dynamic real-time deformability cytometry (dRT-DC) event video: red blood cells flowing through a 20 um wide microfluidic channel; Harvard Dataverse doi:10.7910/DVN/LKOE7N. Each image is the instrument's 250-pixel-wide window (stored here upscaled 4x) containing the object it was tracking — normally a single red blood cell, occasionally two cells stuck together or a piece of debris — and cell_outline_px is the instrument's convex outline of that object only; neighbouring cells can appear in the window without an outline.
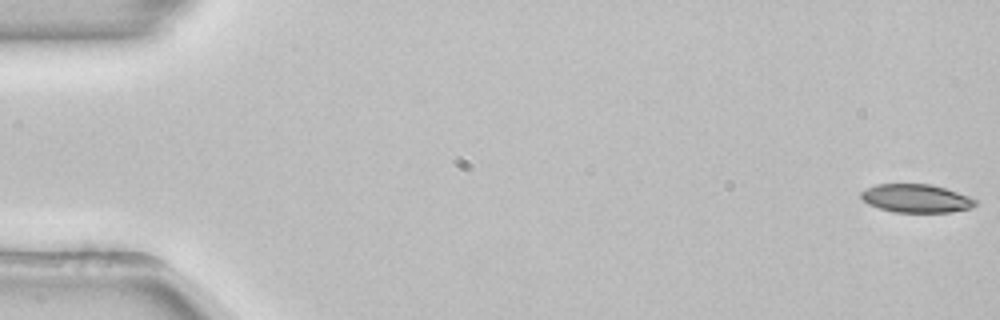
{"species": "common noctule bat (a hibernating species)", "species_latin": "Nyctalus noctula", "temperature_condition": "room temperature", "stored_images_in_passage": 53, "camera_frame_rate_fps": 3000, "um_per_image_px": 0.085, "animal": {"sex": "female", "body_mass_g": 22.7, "forearm_length_mm": 54.2}, "frame": {"image": 1, "passage_image": 1, "time_ms": 0.0, "image_size_px": [1000, 320], "cell_outline_px": [[976, 204], [972, 208], [948, 212], [896, 212], [880, 208], [868, 204], [860, 196], [860, 192], [876, 184], [932, 184], [968, 196], [976, 200]], "centroid_in_image_um": [77.87, 16.86], "position_along_channel_um": 7.1, "area_um2": 18.67}}
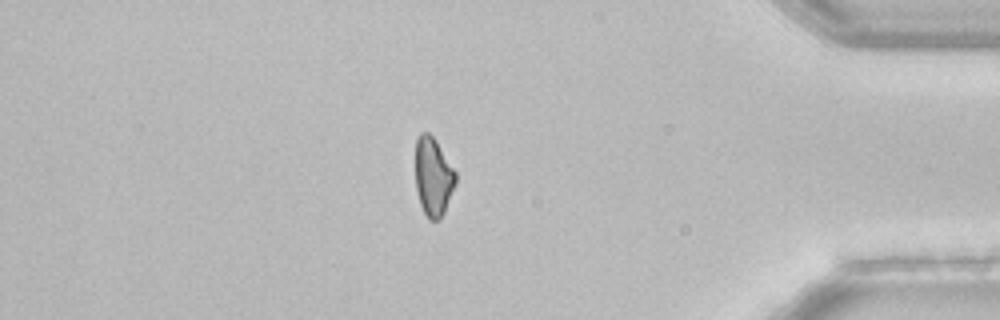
{"frame": {"image": 2, "passage_image": 46, "time_ms": 15.0, "image_size_px": [1000, 320], "cell_outline_px": [[456, 184], [444, 212], [440, 220], [428, 220], [420, 204], [416, 188], [416, 140], [420, 132], [428, 132], [436, 140], [456, 172]], "centroid_in_image_um": [36.83, 15.03], "position_along_channel_um": 398.4, "area_um2": 18.44}}
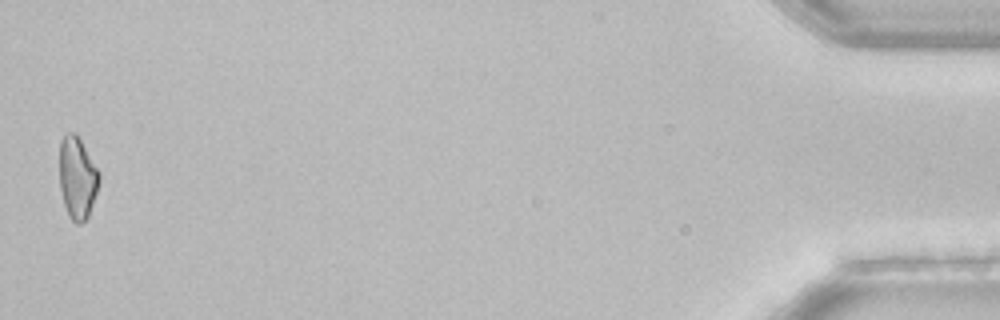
{"frame": {"image": 3, "passage_image": 53, "time_ms": 17.333, "image_size_px": [1000, 320], "cell_outline_px": [[100, 180], [88, 216], [80, 224], [76, 224], [68, 216], [64, 204], [60, 188], [60, 140], [68, 132], [72, 132], [80, 140], [100, 172]], "centroid_in_image_um": [6.57, 15.13], "position_along_channel_um": 428.6, "area_um2": 18.73}, "authors_computed_cell_mechanics": {"area_um2": 20.1144, "velocity_mm_per_s": 3.8856, "shape_relaxation_time_tau1_ms": 8.7642, "shape_relaxation_time_tau2_ms": null, "deformation_change_tau1": 0.1612, "deformation_change_tau2": null}}